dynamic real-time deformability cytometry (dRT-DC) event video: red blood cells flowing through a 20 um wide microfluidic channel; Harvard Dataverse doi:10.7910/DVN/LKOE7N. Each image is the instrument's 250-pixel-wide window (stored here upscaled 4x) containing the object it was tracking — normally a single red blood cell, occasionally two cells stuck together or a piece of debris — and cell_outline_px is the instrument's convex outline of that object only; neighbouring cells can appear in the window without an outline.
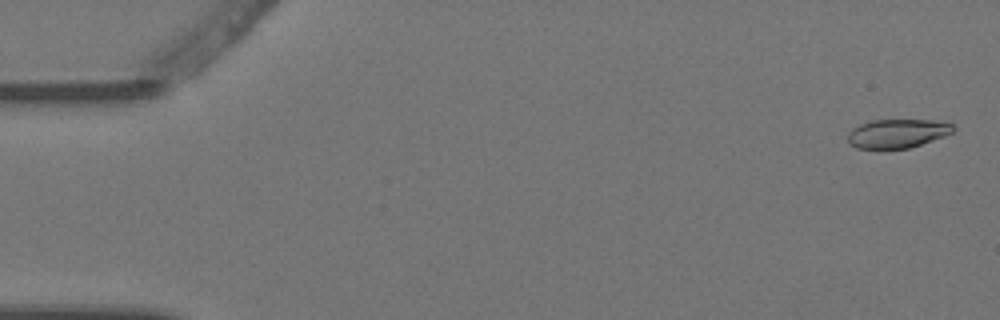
{"species": "Egyptian fruit bat (a non-hibernating species)", "species_latin": "Rousettus aegyptiacus", "temperature_condition": "warm", "stored_images_in_passage": 5, "camera_frame_rate_fps": 3000, "um_per_image_px": 0.085, "animal": {"sex": "female"}, "frame": {"image": 1, "passage_image": 1, "time_ms": 0.0, "image_size_px": [1000, 320], "cell_outline_px": [[956, 128], [952, 132], [944, 136], [908, 148], [856, 148], [848, 140], [848, 132], [852, 128], [860, 124], [872, 120], [932, 120], [952, 124]], "centroid_in_image_um": [76.26, 11.33], "position_along_channel_um": 8.7, "area_um2": 17.46}}
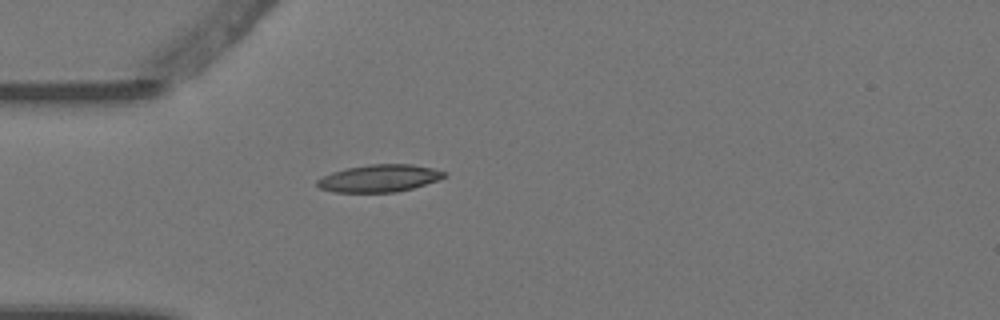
{"frame": {"image": 2, "passage_image": 5, "time_ms": 1.333, "image_size_px": [1000, 320], "cell_outline_px": [[448, 176], [412, 188], [396, 192], [332, 192], [320, 188], [316, 184], [316, 180], [332, 172], [344, 168], [368, 164], [412, 164], [432, 168], [448, 172]], "centroid_in_image_um": [32.23, 15.14], "position_along_channel_um": 52.8, "area_um2": 20.29}}